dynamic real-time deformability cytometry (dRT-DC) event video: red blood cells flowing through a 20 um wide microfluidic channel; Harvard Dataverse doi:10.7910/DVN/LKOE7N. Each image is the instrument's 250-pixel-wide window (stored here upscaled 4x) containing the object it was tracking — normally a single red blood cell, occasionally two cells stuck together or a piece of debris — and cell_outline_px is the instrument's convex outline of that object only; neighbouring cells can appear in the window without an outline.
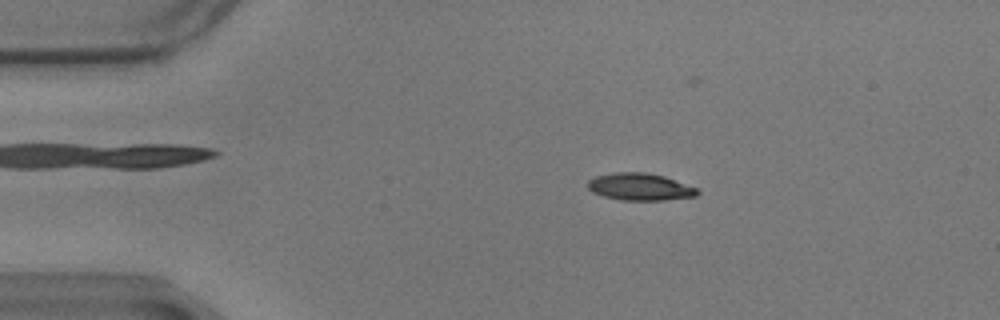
{"species": "common noctule bat (a hibernating species)", "species_latin": "Nyctalus noctula", "temperature_condition": "warm", "stored_images_in_passage": 57, "camera_frame_rate_fps": 3000, "um_per_image_px": 0.085, "animal": {"sex": "male", "body_mass_g": 17.9}, "frame": {"image": 1, "passage_image": 10, "time_ms": 3.0, "image_size_px": [1000, 320], "cell_outline_px": [[700, 192], [696, 196], [664, 200], [620, 200], [604, 196], [592, 192], [588, 188], [588, 180], [596, 176], [616, 172], [648, 172], [664, 176], [696, 188]], "centroid_in_image_um": [54.38, 15.88], "position_along_channel_um": 30.6, "area_um2": 17.28}}
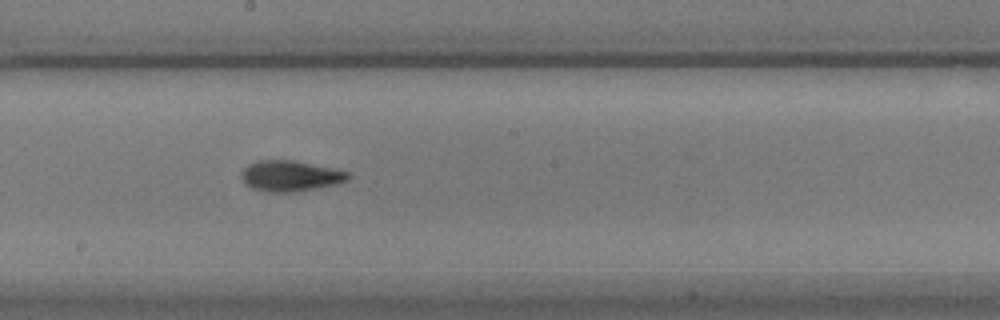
{"frame": {"image": 2, "passage_image": 31, "time_ms": 10.0, "image_size_px": [1000, 320], "cell_outline_px": [[352, 176], [348, 180], [336, 184], [316, 188], [292, 192], [268, 192], [252, 188], [244, 184], [240, 176], [240, 172], [248, 164], [256, 160], [296, 160], [348, 172]], "centroid_in_image_um": [24.63, 14.95], "position_along_channel_um": 223.6, "area_um2": 19.25}}
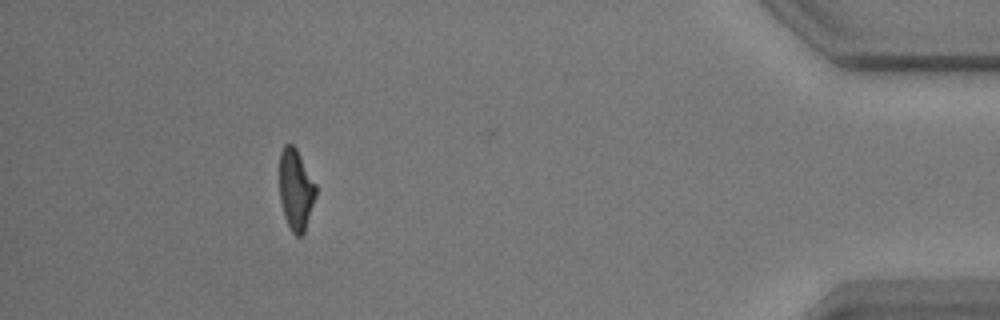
{"frame": {"image": 3, "passage_image": 52, "time_ms": 17.0, "image_size_px": [1000, 320], "cell_outline_px": [[316, 196], [304, 232], [300, 236], [296, 236], [292, 232], [284, 216], [280, 200], [280, 152], [284, 144], [292, 144], [296, 148], [316, 184]], "centroid_in_image_um": [25.14, 16.11], "position_along_channel_um": 410.1, "area_um2": 17.05}, "authors_computed_cell_mechanics": {"area_um2": 18.0336, "velocity_mm_per_s": 3.4704, "shape_relaxation_time_tau1_ms": 4.5056, "shape_relaxation_time_tau2_ms": 3.2819, "deformation_change_tau1": 0.1801, "deformation_change_tau2": 0.0959}}